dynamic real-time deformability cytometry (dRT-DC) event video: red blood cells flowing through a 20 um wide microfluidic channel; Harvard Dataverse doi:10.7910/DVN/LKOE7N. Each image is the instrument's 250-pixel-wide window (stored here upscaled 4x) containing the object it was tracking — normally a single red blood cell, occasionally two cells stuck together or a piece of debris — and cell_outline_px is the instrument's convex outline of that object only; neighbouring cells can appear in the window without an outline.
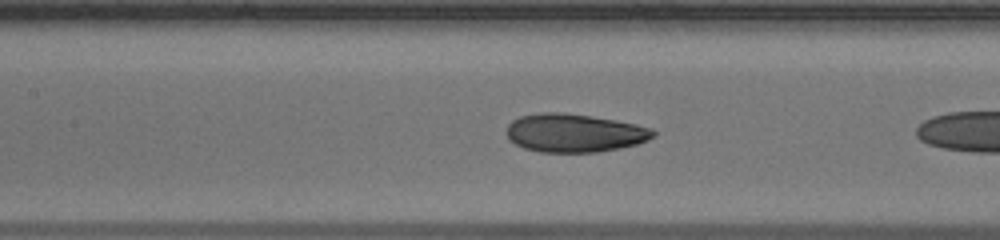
{"species": "human", "species_latin": "Homo sapiens", "temperature_condition": "warm", "stored_images_in_passage": 12, "camera_frame_rate_fps": 3000, "um_per_image_px": 0.085, "donor": {"sex": "male"}, "frame": {"image": 1, "passage_image": 7, "time_ms": 2.0, "image_size_px": [1000, 240], "cell_outline_px": [[656, 136], [648, 140], [636, 144], [620, 148], [596, 152], [540, 152], [524, 148], [508, 140], [508, 124], [512, 120], [520, 116], [540, 112], [564, 112], [592, 116], [616, 120], [636, 124], [652, 128], [656, 132]], "centroid_in_image_um": [48.84, 11.29], "position_along_channel_um": 158.6, "area_um2": 32.95}}